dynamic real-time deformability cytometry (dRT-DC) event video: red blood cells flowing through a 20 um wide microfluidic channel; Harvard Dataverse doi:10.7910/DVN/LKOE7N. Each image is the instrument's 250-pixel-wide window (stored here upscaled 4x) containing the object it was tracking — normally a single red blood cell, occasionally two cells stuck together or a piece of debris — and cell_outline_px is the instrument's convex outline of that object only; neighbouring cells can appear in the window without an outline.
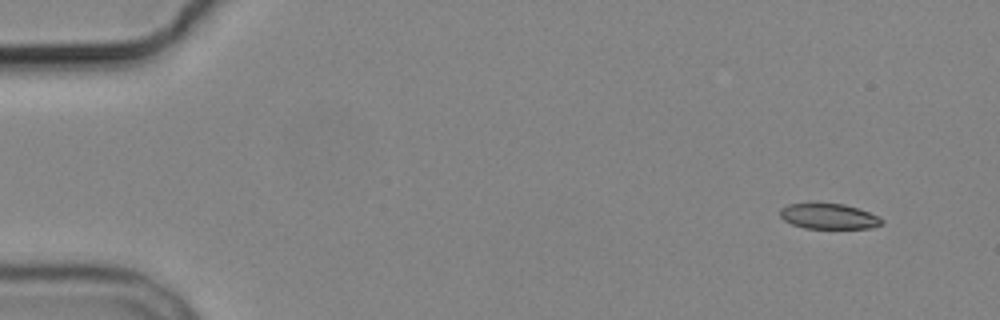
{"species": "common noctule bat (a hibernating species)", "species_latin": "Nyctalus noctula", "temperature_condition": "cold", "stored_images_in_passage": 8, "camera_frame_rate_fps": 3000, "um_per_image_px": 0.085, "animal": {"sex": "male", "body_mass_g": 19.2, "forearm_length_mm": 51.8}, "frame": {"image": 1, "passage_image": 2, "time_ms": 1.0, "image_size_px": [1000, 320], "cell_outline_px": [[884, 220], [880, 224], [872, 228], [804, 228], [792, 224], [784, 220], [780, 216], [780, 208], [788, 204], [812, 200], [844, 204], [880, 216]], "centroid_in_image_um": [70.38, 18.33], "position_along_channel_um": 14.6, "area_um2": 15.66}}
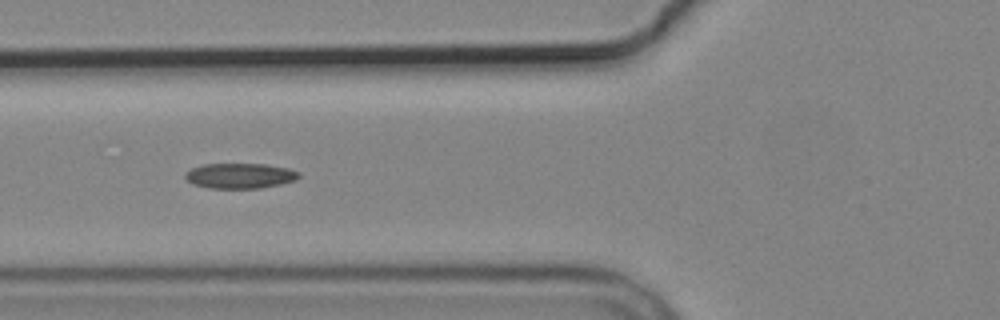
{"frame": {"image": 2, "passage_image": 7, "time_ms": 6.667, "image_size_px": [1000, 320], "cell_outline_px": [[300, 176], [296, 180], [280, 184], [260, 188], [208, 188], [192, 184], [184, 176], [184, 172], [192, 168], [204, 164], [264, 164], [288, 168], [300, 172]], "centroid_in_image_um": [20.39, 14.94], "position_along_channel_um": 105.4, "area_um2": 16.76}}
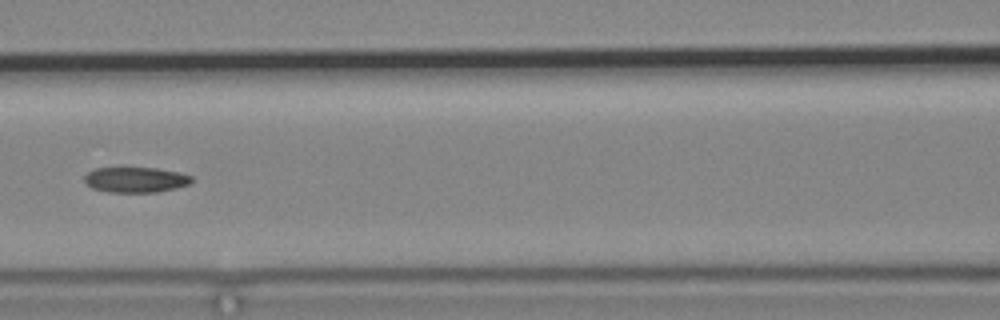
{"frame": {"image": 3, "passage_image": 8, "time_ms": 8.0, "image_size_px": [1000, 320], "cell_outline_px": [[192, 180], [188, 184], [176, 188], [156, 192], [108, 192], [92, 188], [84, 180], [84, 176], [88, 172], [96, 168], [156, 168], [180, 172], [192, 176]], "centroid_in_image_um": [11.53, 15.28], "position_along_channel_um": 155.1, "area_um2": 15.78}}